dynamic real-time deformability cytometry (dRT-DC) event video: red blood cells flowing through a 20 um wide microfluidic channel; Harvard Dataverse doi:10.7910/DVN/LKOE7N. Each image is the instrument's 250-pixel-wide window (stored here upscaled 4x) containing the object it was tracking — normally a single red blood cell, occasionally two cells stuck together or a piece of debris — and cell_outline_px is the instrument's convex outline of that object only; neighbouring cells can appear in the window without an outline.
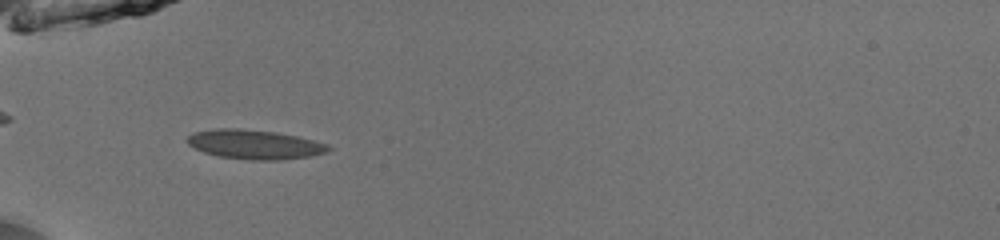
{"species": "common noctule bat (a hibernating species)", "species_latin": "Nyctalus noctula", "temperature_condition": "room temperature", "stored_images_in_passage": 35, "camera_frame_rate_fps": 3000, "um_per_image_px": 0.085, "animal": {"sex": "male", "body_mass_g": 13.0, "forearm_length_mm": 53.1}, "frame": {"image": 1, "passage_image": 2, "time_ms": 0.333, "image_size_px": [1000, 240], "cell_outline_px": [[332, 148], [328, 152], [308, 156], [280, 160], [252, 160], [220, 156], [204, 152], [188, 144], [188, 136], [192, 132], [212, 128], [236, 128], [276, 132], [296, 136], [328, 144]], "centroid_in_image_um": [21.64, 12.27], "position_along_channel_um": 63.4, "area_um2": 23.99}}
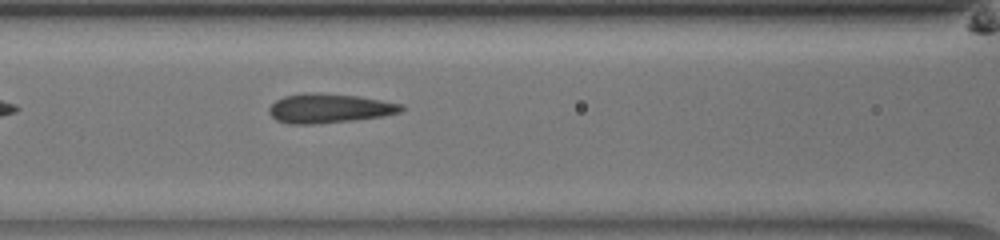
{"frame": {"image": 2, "passage_image": 8, "time_ms": 2.333, "image_size_px": [1000, 240], "cell_outline_px": [[404, 108], [400, 112], [384, 116], [352, 120], [316, 124], [288, 124], [276, 120], [268, 112], [268, 108], [276, 100], [284, 96], [304, 92], [312, 92], [360, 96], [404, 104]], "centroid_in_image_um": [27.98, 9.2], "position_along_channel_um": 138.6, "area_um2": 22.77}}
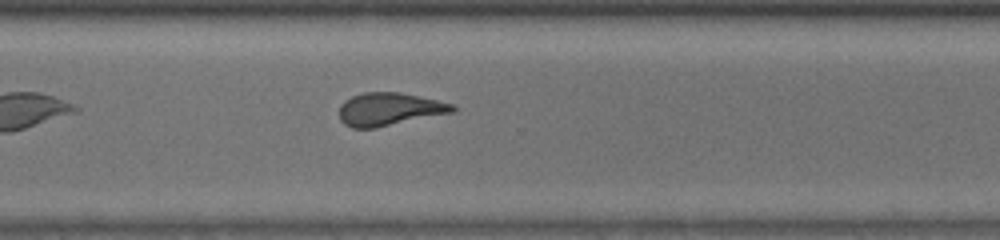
{"frame": {"image": 3, "passage_image": 23, "time_ms": 7.333, "image_size_px": [1000, 240], "cell_outline_px": [[456, 112], [376, 128], [352, 128], [344, 124], [340, 120], [340, 104], [344, 100], [352, 96], [364, 92], [400, 92], [456, 104]], "centroid_in_image_um": [33.12, 9.28], "position_along_channel_um": 337.5, "area_um2": 22.02}, "authors_computed_cell_mechanics": {"area_um2": 22.0218, "velocity_mm_per_s": 3.9882, "shape_relaxation_time_tau1_ms": 10.2662, "shape_relaxation_time_tau2_ms": 0.929, "deformation_change_tau1": 0.2124, "deformation_change_tau2": 0.0629}}